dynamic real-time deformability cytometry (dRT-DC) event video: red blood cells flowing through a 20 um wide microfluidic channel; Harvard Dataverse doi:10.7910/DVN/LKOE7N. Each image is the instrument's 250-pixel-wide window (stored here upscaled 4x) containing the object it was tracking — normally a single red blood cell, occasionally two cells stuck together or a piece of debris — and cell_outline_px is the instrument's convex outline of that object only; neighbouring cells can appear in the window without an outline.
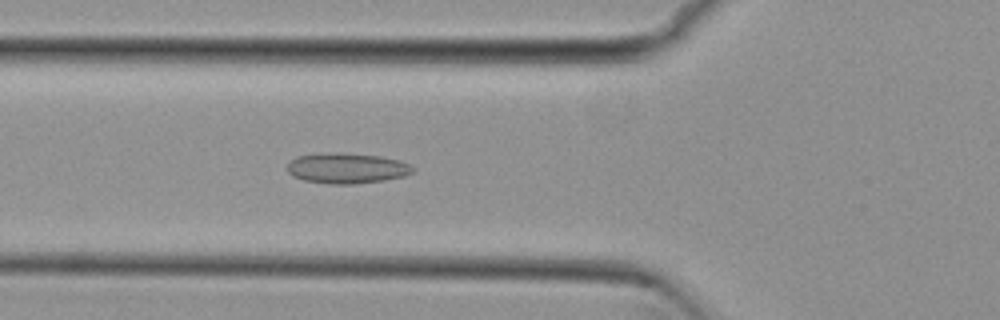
{"species": "common noctule bat (a hibernating species)", "species_latin": "Nyctalus noctula", "temperature_condition": "cold", "stored_images_in_passage": 36, "camera_frame_rate_fps": 3000, "um_per_image_px": 0.085, "animal": {"sex": "female", "body_mass_g": 29.2, "forearm_length_mm": 56.3}, "frame": {"image": 1, "passage_image": 8, "time_ms": 2.333, "image_size_px": [1000, 320], "cell_outline_px": [[416, 168], [412, 172], [404, 176], [384, 180], [356, 184], [328, 184], [304, 180], [292, 176], [288, 172], [288, 164], [296, 156], [320, 152], [340, 152], [380, 156], [396, 160], [408, 164]], "centroid_in_image_um": [29.44, 14.29], "position_along_channel_um": 96.4, "area_um2": 22.43}}
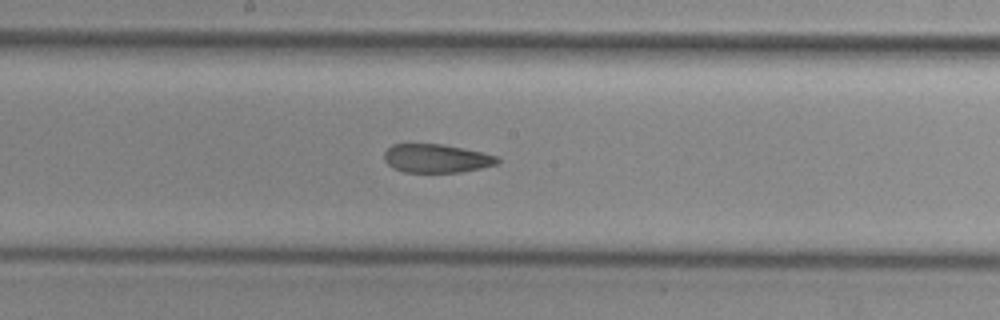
{"frame": {"image": 2, "passage_image": 17, "time_ms": 5.333, "image_size_px": [1000, 320], "cell_outline_px": [[500, 160], [496, 164], [480, 168], [460, 172], [404, 172], [392, 168], [384, 160], [384, 152], [392, 144], [440, 144], [480, 152], [496, 156]], "centroid_in_image_um": [37.04, 13.47], "position_along_channel_um": 211.2, "area_um2": 18.61}}
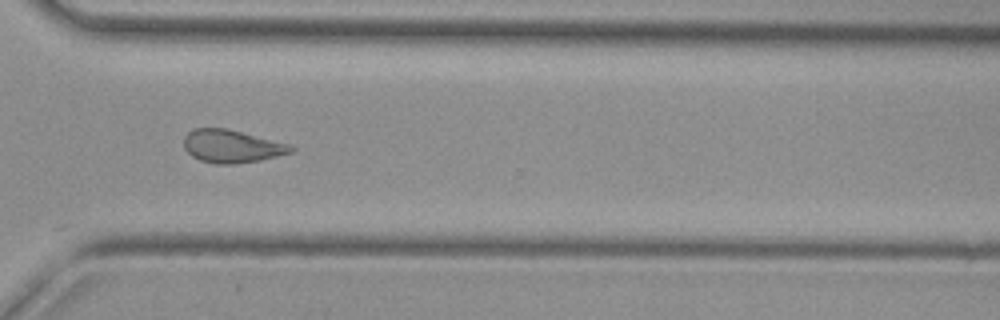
{"frame": {"image": 3, "passage_image": 28, "time_ms": 9.0, "image_size_px": [1000, 320], "cell_outline_px": [[296, 148], [292, 152], [260, 160], [236, 164], [216, 164], [200, 160], [192, 156], [184, 148], [184, 136], [192, 128], [224, 128], [288, 144]], "centroid_in_image_um": [19.65, 12.44], "position_along_channel_um": 350.9, "area_um2": 20.29}, "authors_computed_cell_mechanics": {"area_um2": 20.23, "velocity_mm_per_s": 3.8112, "shape_relaxation_time_tau1_ms": null, "shape_relaxation_time_tau2_ms": 3.5631, "deformation_change_tau1": null, "deformation_change_tau2": 0.1062}}